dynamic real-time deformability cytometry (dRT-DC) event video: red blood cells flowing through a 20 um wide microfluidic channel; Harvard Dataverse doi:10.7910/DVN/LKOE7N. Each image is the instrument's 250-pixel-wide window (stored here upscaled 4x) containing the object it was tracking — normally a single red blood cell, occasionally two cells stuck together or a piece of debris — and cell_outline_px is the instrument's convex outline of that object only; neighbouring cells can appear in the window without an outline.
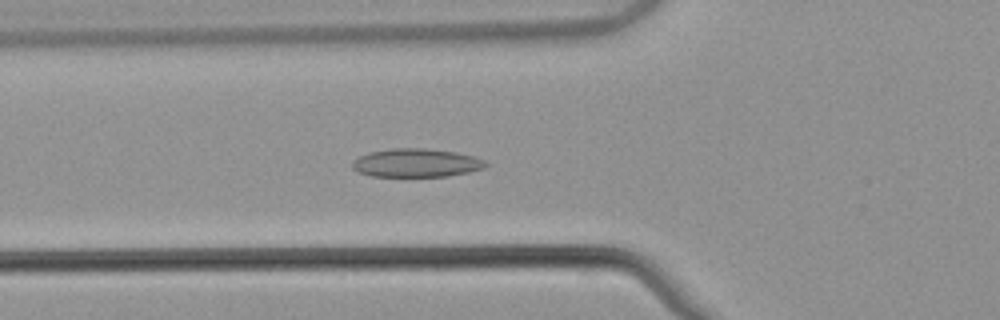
{"species": "common noctule bat (a hibernating species)", "species_latin": "Nyctalus noctula", "temperature_condition": "warm", "stored_images_in_passage": 54, "camera_frame_rate_fps": 3000, "um_per_image_px": 0.085, "animal": {"sex": "male", "body_mass_g": 21.5, "forearm_length_mm": 52.0}, "frame": {"image": 1, "passage_image": 20, "time_ms": 6.333, "image_size_px": [1000, 320], "cell_outline_px": [[488, 164], [484, 168], [468, 172], [448, 176], [372, 176], [360, 172], [352, 168], [352, 160], [368, 152], [392, 148], [424, 148], [456, 152], [472, 156], [484, 160]], "centroid_in_image_um": [35.37, 13.84], "position_along_channel_um": 90.4, "area_um2": 22.02}}
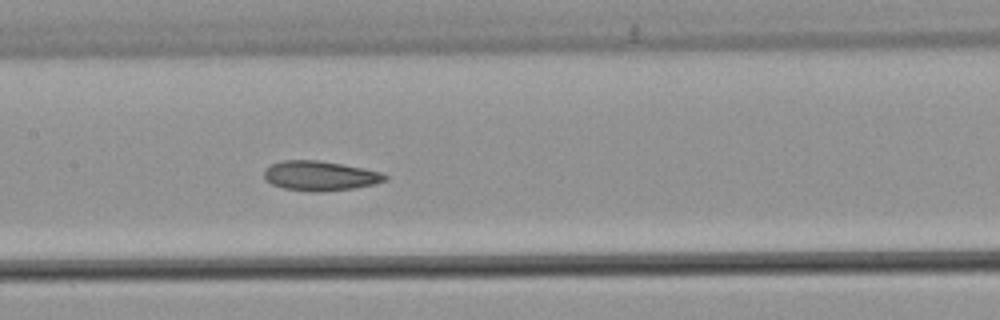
{"frame": {"image": 2, "passage_image": 27, "time_ms": 8.667, "image_size_px": [1000, 320], "cell_outline_px": [[388, 180], [372, 184], [352, 188], [324, 192], [312, 192], [284, 188], [272, 184], [264, 180], [264, 168], [272, 164], [284, 160], [316, 160], [340, 164], [380, 172], [388, 176]], "centroid_in_image_um": [27.15, 14.95], "position_along_channel_um": 180.2, "area_um2": 20.75}}
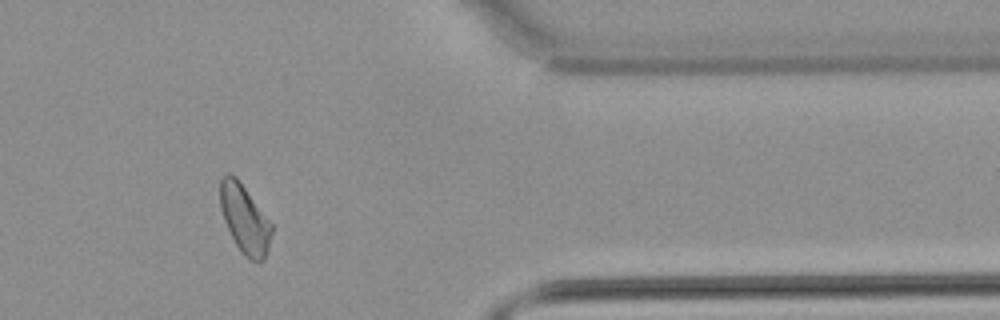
{"frame": {"image": 3, "passage_image": 45, "time_ms": 14.667, "image_size_px": [1000, 320], "cell_outline_px": [[272, 232], [268, 248], [264, 260], [260, 264], [248, 260], [240, 252], [224, 220], [220, 208], [220, 180], [228, 172], [232, 172], [236, 176], [272, 224]], "centroid_in_image_um": [20.79, 18.64], "position_along_channel_um": 390.6, "area_um2": 20.63}, "authors_computed_cell_mechanics": {"area_um2": 21.2126, "velocity_mm_per_s": 3.8332, "shape_relaxation_time_tau1_ms": null, "shape_relaxation_time_tau2_ms": 3.8246, "deformation_change_tau1": null, "deformation_change_tau2": 0.1059}}